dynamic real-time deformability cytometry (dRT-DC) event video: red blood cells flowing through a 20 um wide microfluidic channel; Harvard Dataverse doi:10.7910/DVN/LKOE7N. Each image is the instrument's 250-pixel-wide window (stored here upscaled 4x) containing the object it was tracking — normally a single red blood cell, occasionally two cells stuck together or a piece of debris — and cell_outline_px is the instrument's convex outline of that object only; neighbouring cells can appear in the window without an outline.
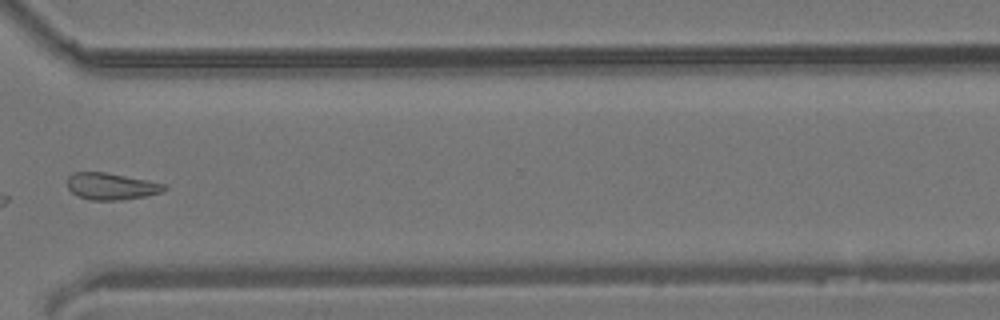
{"species": "common noctule bat (a hibernating species)", "species_latin": "Nyctalus noctula", "temperature_condition": "room temperature", "stored_images_in_passage": 35, "camera_frame_rate_fps": 3000, "um_per_image_px": 0.085, "animal": {"sex": "male", "body_mass_g": 19.2, "forearm_length_mm": 51.8}, "frame": {"image": 1, "passage_image": 29, "time_ms": 9.333, "image_size_px": [1000, 320], "cell_outline_px": [[168, 188], [160, 192], [144, 196], [120, 200], [88, 200], [76, 196], [68, 188], [68, 176], [72, 172], [104, 172], [164, 184]], "centroid_in_image_um": [9.38, 15.84], "position_along_channel_um": 361.2, "area_um2": 14.91}}